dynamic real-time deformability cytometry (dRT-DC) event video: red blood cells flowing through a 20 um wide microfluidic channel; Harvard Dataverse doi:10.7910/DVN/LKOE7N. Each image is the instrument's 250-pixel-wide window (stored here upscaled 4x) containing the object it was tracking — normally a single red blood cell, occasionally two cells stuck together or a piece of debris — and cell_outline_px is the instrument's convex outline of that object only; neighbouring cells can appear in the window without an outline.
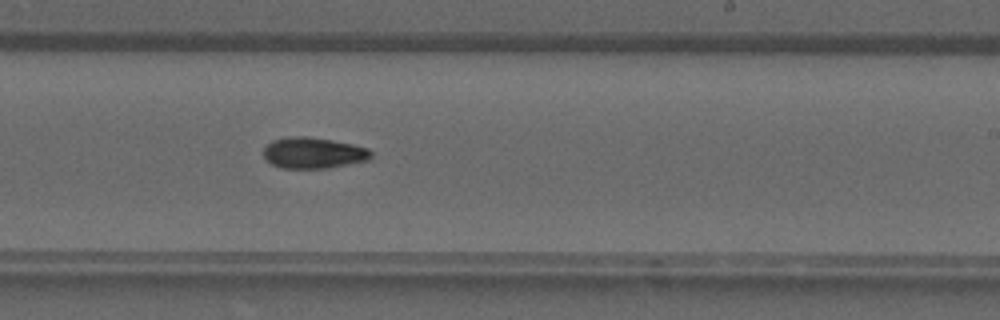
{"species": "common noctule bat (a hibernating species)", "species_latin": "Nyctalus noctula", "temperature_condition": "warm", "stored_images_in_passage": 27, "camera_frame_rate_fps": 3000, "um_per_image_px": 0.085, "animal": {"sex": "male", "forearm_length_mm": 52.5}, "frame": {"image": 1, "passage_image": 16, "time_ms": 5.0, "image_size_px": [1000, 320], "cell_outline_px": [[372, 156], [368, 160], [328, 168], [280, 168], [272, 164], [264, 156], [264, 148], [272, 140], [292, 136], [304, 136], [332, 140], [352, 144], [368, 148], [372, 152]], "centroid_in_image_um": [26.64, 13.0], "position_along_channel_um": 262.4, "area_um2": 19.36}}